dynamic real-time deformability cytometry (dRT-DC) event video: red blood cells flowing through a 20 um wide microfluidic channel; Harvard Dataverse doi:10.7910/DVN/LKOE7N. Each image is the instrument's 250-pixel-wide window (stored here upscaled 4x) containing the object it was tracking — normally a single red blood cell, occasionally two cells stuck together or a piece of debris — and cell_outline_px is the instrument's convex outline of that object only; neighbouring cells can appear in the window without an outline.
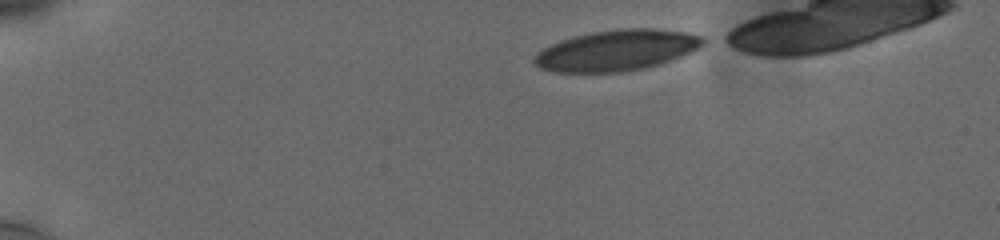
{"species": "human", "species_latin": "Homo sapiens", "temperature_condition": "cold", "stored_images_in_passage": 22, "camera_frame_rate_fps": 3000, "um_per_image_px": 0.085, "donor": {"sex": "male"}, "frame": {"image": 1, "passage_image": 1, "time_ms": 0.0, "image_size_px": [1000, 240], "cell_outline_px": [[712, 40], [700, 48], [692, 52], [660, 64], [644, 68], [620, 72], [552, 72], [540, 68], [532, 60], [536, 52], [560, 40], [592, 32], [624, 28], [652, 28], [688, 32], [704, 36]], "centroid_in_image_um": [52.5, 4.27], "position_along_channel_um": 32.5, "area_um2": 40.58}}
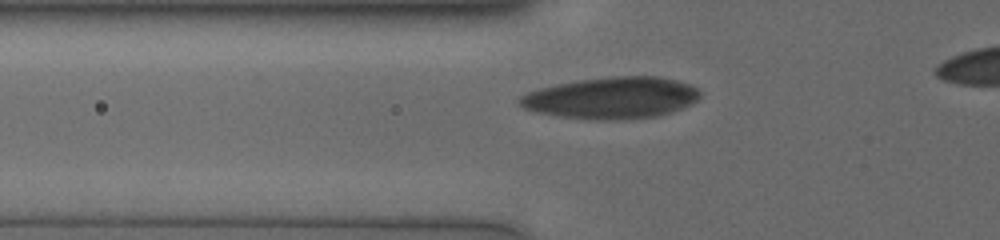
{"frame": {"image": 2, "passage_image": 16, "time_ms": 3.333, "image_size_px": [1000, 240], "cell_outline_px": [[700, 96], [692, 104], [656, 116], [564, 116], [536, 112], [524, 108], [516, 100], [524, 92], [556, 84], [580, 80], [612, 76], [656, 76], [676, 80], [688, 84], [696, 88], [700, 92]], "centroid_in_image_um": [51.96, 8.25], "position_along_channel_um": 73.8, "area_um2": 41.85}}